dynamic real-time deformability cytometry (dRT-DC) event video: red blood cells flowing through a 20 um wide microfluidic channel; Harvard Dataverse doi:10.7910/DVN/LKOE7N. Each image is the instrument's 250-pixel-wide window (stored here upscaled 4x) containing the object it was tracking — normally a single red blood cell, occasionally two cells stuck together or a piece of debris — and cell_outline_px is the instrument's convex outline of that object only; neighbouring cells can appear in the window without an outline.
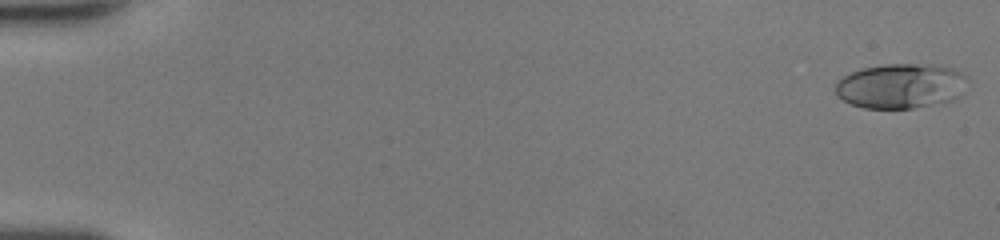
{"species": "human", "species_latin": "Homo sapiens", "temperature_condition": "room temperature", "stored_images_in_passage": 50, "camera_frame_rate_fps": 3000, "um_per_image_px": 0.085, "donor": {"sex": "female"}, "frame": {"image": 1, "passage_image": 1, "time_ms": 0.0, "image_size_px": [1000, 240], "cell_outline_px": [[968, 80], [956, 96], [952, 100], [912, 108], [864, 108], [852, 104], [836, 96], [836, 80], [852, 72], [864, 68], [884, 64], [932, 64], [956, 68], [968, 76]], "centroid_in_image_um": [76.56, 7.29], "position_along_channel_um": 8.4, "area_um2": 34.45}}
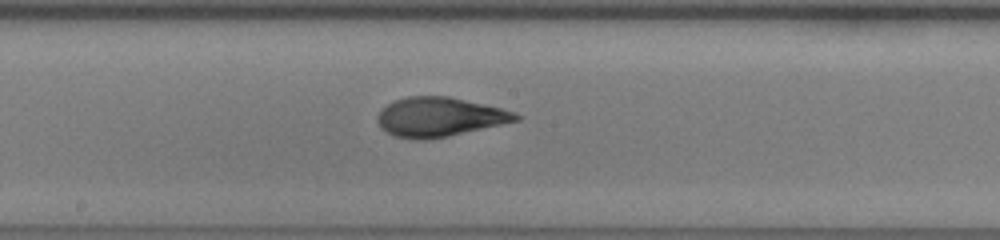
{"frame": {"image": 2, "passage_image": 28, "time_ms": 9.0, "image_size_px": [1000, 240], "cell_outline_px": [[520, 120], [448, 136], [428, 140], [416, 140], [392, 136], [384, 132], [380, 128], [376, 120], [376, 116], [388, 104], [396, 100], [408, 96], [448, 96], [484, 104], [516, 112], [520, 116]], "centroid_in_image_um": [37.32, 9.96], "position_along_channel_um": 210.9, "area_um2": 31.73}}
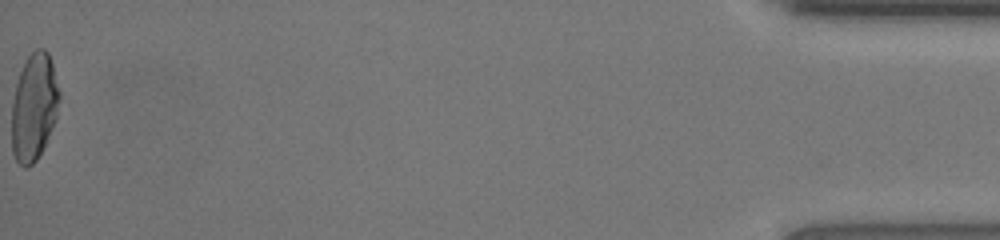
{"frame": {"image": 3, "passage_image": 50, "time_ms": 16.333, "image_size_px": [1000, 240], "cell_outline_px": [[60, 100], [56, 120], [44, 148], [36, 160], [28, 168], [24, 168], [16, 160], [12, 152], [12, 104], [16, 84], [20, 72], [28, 56], [36, 48], [44, 48], [48, 52], [52, 64], [60, 92]], "centroid_in_image_um": [2.91, 9.12], "position_along_channel_um": 432.3, "area_um2": 29.94}, "authors_computed_cell_mechanics": {"area_um2": 31.5877, "velocity_mm_per_s": 4.3197, "shape_relaxation_time_tau1_ms": 5.0971, "shape_relaxation_time_tau2_ms": 0.9261, "deformation_change_tau1": 0.2362, "deformation_change_tau2": 0.0701}}